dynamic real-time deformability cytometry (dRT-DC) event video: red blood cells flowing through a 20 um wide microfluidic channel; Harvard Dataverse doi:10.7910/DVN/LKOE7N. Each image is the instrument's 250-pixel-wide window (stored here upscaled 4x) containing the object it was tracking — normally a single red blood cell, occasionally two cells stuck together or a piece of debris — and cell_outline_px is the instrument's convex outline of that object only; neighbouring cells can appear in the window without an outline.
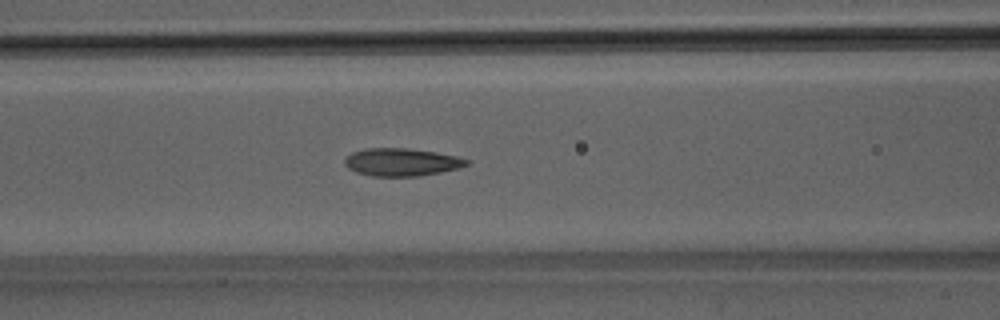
{"species": "Egyptian fruit bat (a non-hibernating species)", "species_latin": "Rousettus aegyptiacus", "temperature_condition": "room temperature", "stored_images_in_passage": 42, "camera_frame_rate_fps": 3000, "um_per_image_px": 0.085, "animal": {"sex": "male"}, "frame": {"image": 1, "passage_image": 19, "time_ms": 6.0, "image_size_px": [1000, 320], "cell_outline_px": [[468, 164], [460, 168], [440, 172], [416, 176], [372, 176], [356, 172], [348, 168], [344, 164], [344, 160], [352, 152], [364, 148], [408, 148], [436, 152], [456, 156], [468, 160]], "centroid_in_image_um": [34.11, 13.77], "position_along_channel_um": 132.5, "area_um2": 19.65}}
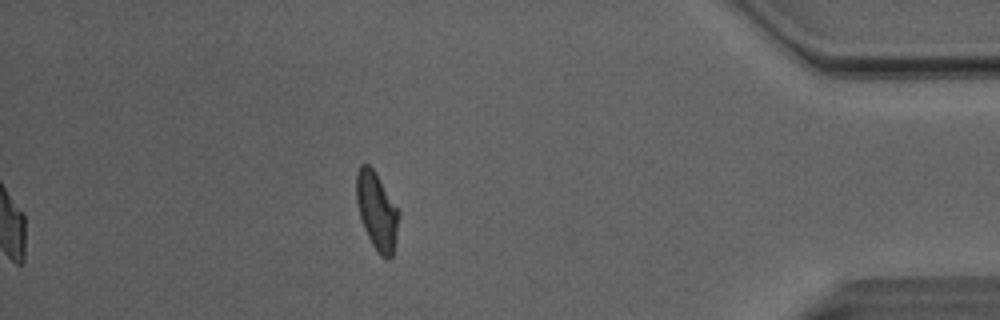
{"frame": {"image": 2, "passage_image": 42, "time_ms": 13.667, "image_size_px": [1000, 320], "cell_outline_px": [[400, 216], [392, 256], [388, 260], [384, 260], [380, 256], [372, 244], [364, 228], [360, 216], [356, 200], [356, 172], [360, 164], [368, 164], [372, 168], [400, 212]], "centroid_in_image_um": [32.03, 17.96], "position_along_channel_um": 403.2, "area_um2": 19.02}, "authors_computed_cell_mechanics": {"area_um2": 19.8543, "velocity_mm_per_s": 4.0959, "shape_relaxation_time_tau1_ms": 6.4062, "shape_relaxation_time_tau2_ms": 1.8064, "deformation_change_tau1": 0.1841, "deformation_change_tau2": 0.0875}}